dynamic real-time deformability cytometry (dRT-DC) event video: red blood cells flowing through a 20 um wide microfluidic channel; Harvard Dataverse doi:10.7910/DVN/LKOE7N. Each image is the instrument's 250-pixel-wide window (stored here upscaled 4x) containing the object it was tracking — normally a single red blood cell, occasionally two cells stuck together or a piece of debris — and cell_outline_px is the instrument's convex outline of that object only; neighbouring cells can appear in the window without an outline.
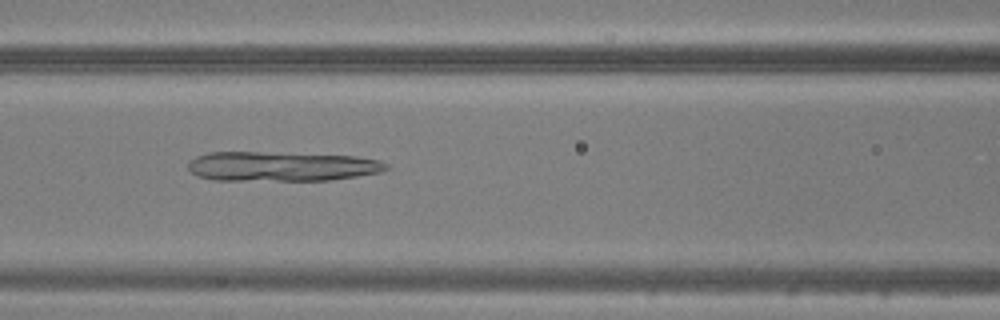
{"species": "common noctule bat (a hibernating species)", "species_latin": "Nyctalus noctula", "temperature_condition": "warm", "stored_images_in_passage": 41, "camera_frame_rate_fps": 3000, "um_per_image_px": 0.085, "animal": {"sex": "male", "body_mass_g": 20.5, "forearm_length_mm": 52.5}, "frame": {"image": 1, "passage_image": 14, "time_ms": 4.333, "image_size_px": [1000, 320], "cell_outline_px": [[388, 168], [380, 172], [356, 176], [328, 180], [212, 180], [200, 176], [192, 172], [188, 168], [188, 160], [196, 156], [208, 152], [260, 152], [356, 156], [380, 160], [388, 164]], "centroid_in_image_um": [23.91, 14.13], "position_along_channel_um": 142.7, "area_um2": 34.1}}
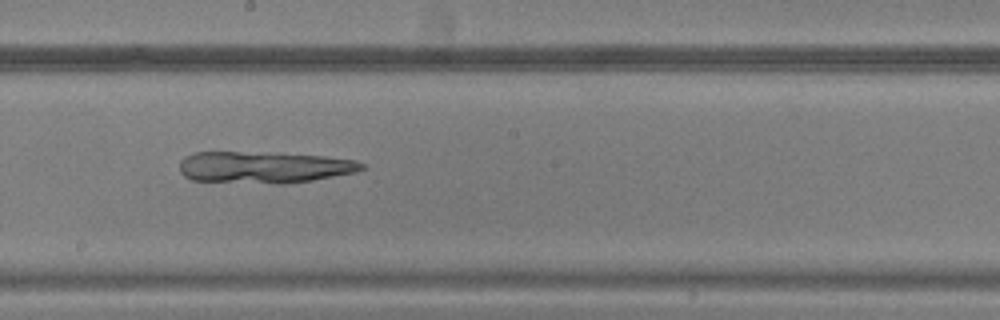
{"frame": {"image": 2, "passage_image": 20, "time_ms": 6.333, "image_size_px": [1000, 320], "cell_outline_px": [[364, 168], [356, 172], [312, 180], [284, 184], [276, 184], [192, 180], [184, 176], [180, 172], [180, 160], [184, 156], [196, 152], [240, 152], [324, 156], [356, 160], [364, 164]], "centroid_in_image_um": [22.41, 14.23], "position_along_channel_um": 225.8, "area_um2": 33.41}}
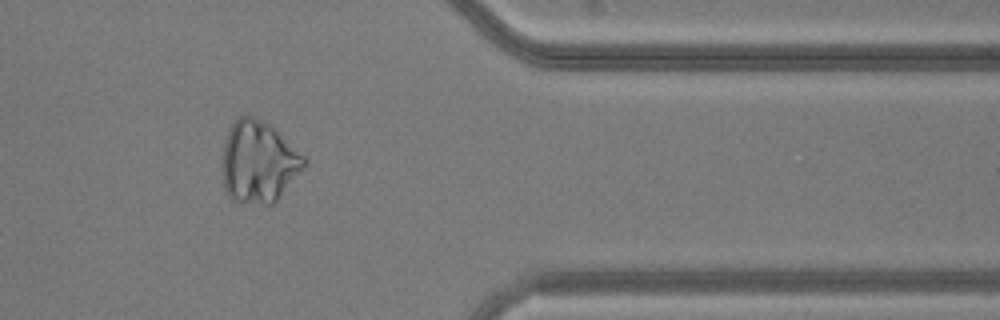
{"frame": {"image": 3, "passage_image": 33, "time_ms": 10.667, "image_size_px": [1000, 320], "cell_outline_px": [[308, 164], [276, 200], [272, 204], [240, 204], [232, 200], [228, 196], [224, 184], [224, 144], [228, 132], [232, 124], [240, 116], [252, 116], [268, 124], [304, 156], [308, 160]], "centroid_in_image_um": [21.99, 13.81], "position_along_channel_um": 389.4, "area_um2": 38.44}}